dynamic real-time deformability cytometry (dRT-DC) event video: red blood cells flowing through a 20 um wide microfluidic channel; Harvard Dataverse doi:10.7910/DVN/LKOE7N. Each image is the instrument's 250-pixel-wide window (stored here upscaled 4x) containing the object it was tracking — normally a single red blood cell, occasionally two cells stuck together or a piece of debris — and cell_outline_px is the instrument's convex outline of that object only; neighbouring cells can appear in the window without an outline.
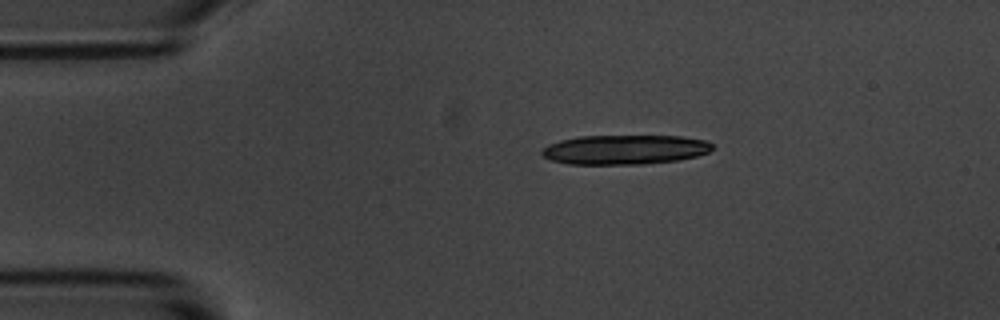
{"species": "common noctule bat (a hibernating species)", "species_latin": "Nyctalus noctula", "temperature_condition": "room temperature", "stored_images_in_passage": 9, "camera_frame_rate_fps": 3000, "um_per_image_px": 0.085, "animal": {"sex": "male", "body_mass_g": 20.1, "forearm_length_mm": 53.5}, "frame": {"image": 1, "passage_image": 1, "time_ms": 0.0, "image_size_px": [1000, 320], "cell_outline_px": [[712, 148], [708, 152], [696, 156], [680, 160], [644, 164], [568, 164], [552, 160], [544, 156], [540, 152], [548, 144], [560, 140], [580, 136], [680, 136], [708, 140], [712, 144]], "centroid_in_image_um": [53.12, 12.71], "position_along_channel_um": 31.9, "area_um2": 29.36}}